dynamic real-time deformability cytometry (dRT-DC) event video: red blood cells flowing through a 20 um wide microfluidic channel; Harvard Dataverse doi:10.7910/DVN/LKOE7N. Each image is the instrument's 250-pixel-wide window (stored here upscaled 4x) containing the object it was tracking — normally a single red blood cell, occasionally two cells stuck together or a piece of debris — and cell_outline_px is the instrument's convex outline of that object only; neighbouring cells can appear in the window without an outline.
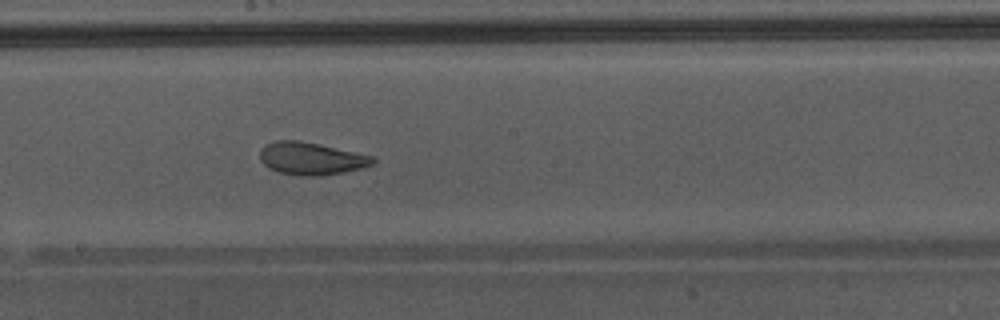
{"species": "Egyptian fruit bat (a non-hibernating species)", "species_latin": "Rousettus aegyptiacus", "temperature_condition": "warm", "stored_images_in_passage": 48, "camera_frame_rate_fps": 3000, "um_per_image_px": 0.085, "animal": {"sex": "male"}, "frame": {"image": 1, "passage_image": 28, "time_ms": 9.0, "image_size_px": [1000, 320], "cell_outline_px": [[376, 160], [372, 164], [360, 168], [344, 172], [320, 176], [300, 176], [280, 172], [268, 168], [260, 160], [260, 148], [264, 144], [276, 140], [300, 140], [372, 156]], "centroid_in_image_um": [26.39, 13.47], "position_along_channel_um": 221.8, "area_um2": 21.33}, "authors_computed_cell_mechanics": {"area_um2": 26.9059, "velocity_mm_per_s": 4.3488, "shape_relaxation_time_tau1_ms": 5.8265, "shape_relaxation_time_tau2_ms": 1.0498, "deformation_change_tau1": 0.1734, "deformation_change_tau2": 0.0836}}